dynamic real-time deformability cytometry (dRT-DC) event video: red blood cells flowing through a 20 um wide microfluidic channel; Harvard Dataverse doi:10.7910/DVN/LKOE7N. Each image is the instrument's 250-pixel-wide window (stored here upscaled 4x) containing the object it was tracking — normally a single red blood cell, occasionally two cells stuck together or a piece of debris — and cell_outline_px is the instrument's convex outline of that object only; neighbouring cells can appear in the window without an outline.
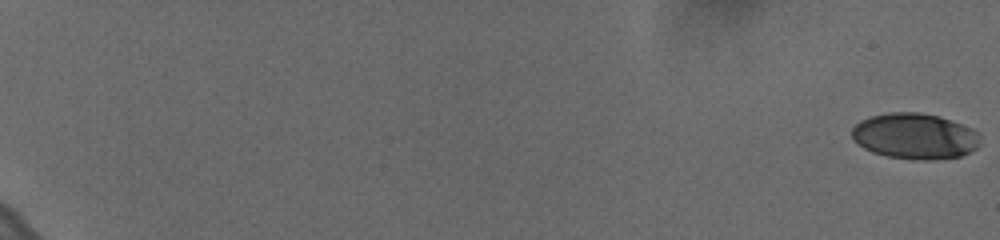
{"species": "human", "species_latin": "Homo sapiens", "temperature_condition": "cold", "stored_images_in_passage": 61, "camera_frame_rate_fps": 3000, "um_per_image_px": 0.085, "donor": {"sex": "female"}, "frame": {"image": 1, "passage_image": 1, "time_ms": 0.0, "image_size_px": [1000, 240], "cell_outline_px": [[980, 144], [972, 152], [960, 156], [932, 160], [924, 160], [888, 156], [872, 152], [864, 148], [852, 140], [852, 128], [860, 120], [872, 116], [888, 112], [920, 112], [940, 116], [972, 128], [980, 132]], "centroid_in_image_um": [77.79, 11.56], "position_along_channel_um": 7.2, "area_um2": 34.51}}
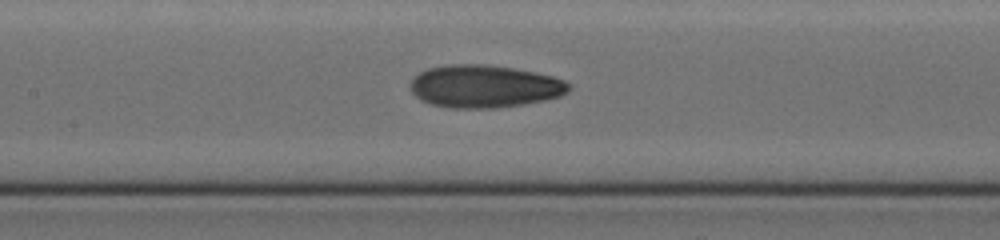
{"frame": {"image": 2, "passage_image": 34, "time_ms": 11.0, "image_size_px": [1000, 240], "cell_outline_px": [[572, 88], [568, 92], [560, 96], [548, 100], [524, 104], [496, 108], [448, 108], [432, 104], [420, 100], [412, 92], [412, 80], [420, 72], [428, 68], [448, 64], [480, 64], [512, 68], [536, 72], [552, 76], [564, 80]], "centroid_in_image_um": [41.21, 7.35], "position_along_channel_um": 166.2, "area_um2": 39.42}}
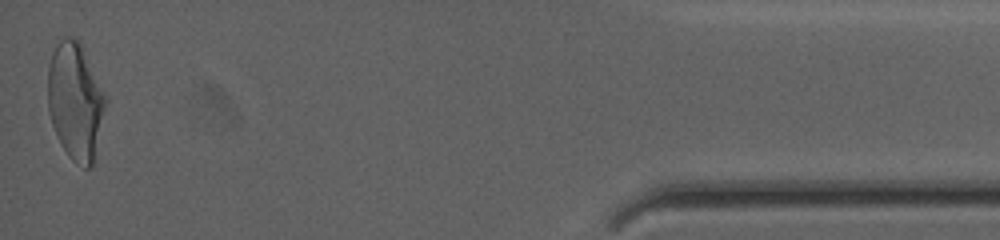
{"frame": {"image": 3, "passage_image": 61, "time_ms": 20.0, "image_size_px": [1000, 240], "cell_outline_px": [[108, 100], [92, 168], [84, 168], [76, 164], [68, 156], [60, 144], [52, 124], [48, 112], [48, 68], [52, 52], [56, 44], [64, 36], [72, 36], [84, 48]], "centroid_in_image_um": [6.42, 8.62], "position_along_channel_um": 428.8, "area_um2": 39.88}, "authors_computed_cell_mechanics": {"area_um2": 36.8186, "velocity_mm_per_s": 3.644, "shape_relaxation_time_tau1_ms": 5.0675, "shape_relaxation_time_tau2_ms": 1.5346, "deformation_change_tau1": 0.1856, "deformation_change_tau2": 0.0785}}